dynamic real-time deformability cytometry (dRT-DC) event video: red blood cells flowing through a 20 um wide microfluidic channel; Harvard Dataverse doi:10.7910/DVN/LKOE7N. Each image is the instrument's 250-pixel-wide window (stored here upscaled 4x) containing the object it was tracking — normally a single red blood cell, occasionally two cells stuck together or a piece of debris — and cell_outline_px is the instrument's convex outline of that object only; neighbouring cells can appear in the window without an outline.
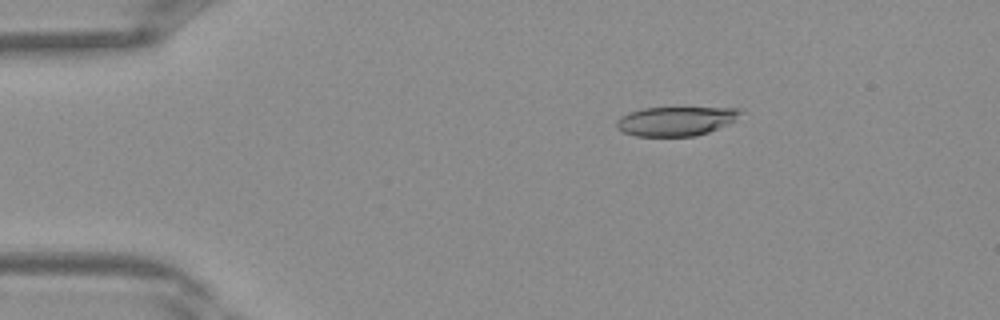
{"species": "Egyptian fruit bat (a non-hibernating species)", "species_latin": "Rousettus aegyptiacus", "temperature_condition": "warm", "stored_images_in_passage": 40, "camera_frame_rate_fps": 3000, "um_per_image_px": 0.085, "frame": {"image": 1, "passage_image": 7, "time_ms": 2.0, "image_size_px": [1000, 320], "cell_outline_px": [[744, 112], [732, 120], [708, 132], [696, 136], [636, 136], [624, 132], [616, 128], [616, 120], [620, 116], [628, 112], [644, 108], [744, 108]], "centroid_in_image_um": [57.39, 10.29], "position_along_channel_um": 27.6, "area_um2": 20.87}}
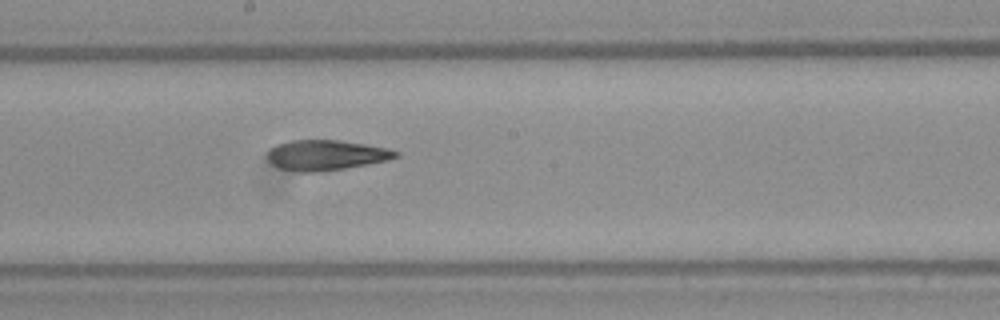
{"frame": {"image": 2, "passage_image": 22, "time_ms": 7.0, "image_size_px": [1000, 320], "cell_outline_px": [[400, 156], [388, 160], [368, 164], [344, 168], [312, 172], [300, 172], [280, 168], [272, 164], [268, 160], [268, 152], [272, 148], [280, 144], [292, 140], [340, 140], [388, 148], [400, 152]], "centroid_in_image_um": [27.76, 13.18], "position_along_channel_um": 220.4, "area_um2": 22.37}}
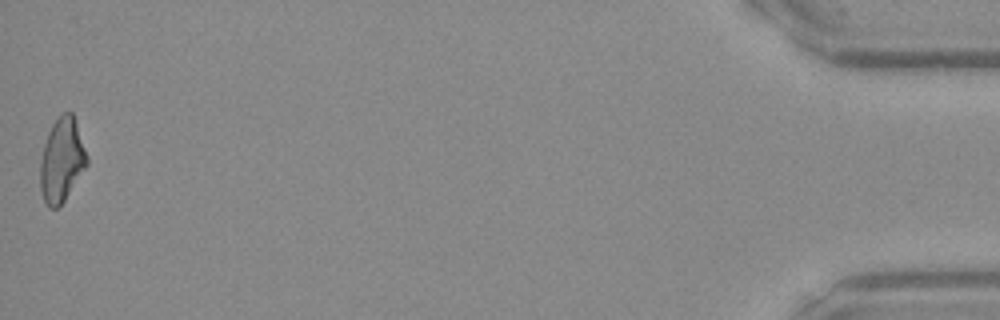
{"frame": {"image": 3, "passage_image": 40, "time_ms": 13.0, "image_size_px": [1000, 320], "cell_outline_px": [[88, 164], [64, 200], [56, 208], [48, 208], [44, 200], [40, 188], [40, 164], [44, 144], [48, 132], [52, 124], [64, 112], [72, 112], [88, 156]], "centroid_in_image_um": [5.25, 13.61], "position_along_channel_um": 430.0, "area_um2": 22.54}}